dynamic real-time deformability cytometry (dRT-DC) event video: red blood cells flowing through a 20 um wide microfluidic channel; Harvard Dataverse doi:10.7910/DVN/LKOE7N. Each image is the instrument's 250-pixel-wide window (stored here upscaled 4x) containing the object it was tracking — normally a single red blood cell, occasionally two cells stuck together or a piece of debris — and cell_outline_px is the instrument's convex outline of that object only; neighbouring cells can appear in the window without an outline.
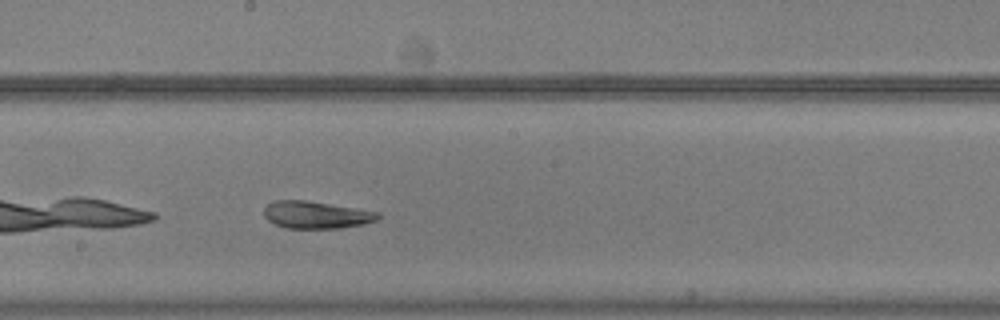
{"species": "common noctule bat (a hibernating species)", "species_latin": "Nyctalus noctula", "temperature_condition": "warm", "stored_images_in_passage": 30, "camera_frame_rate_fps": 3000, "um_per_image_px": 0.085, "animal": {"sex": "male", "body_mass_g": 20.5, "forearm_length_mm": 52.5}, "frame": {"image": 1, "passage_image": 13, "time_ms": 4.0, "image_size_px": [1000, 320], "cell_outline_px": [[380, 216], [376, 220], [364, 224], [340, 228], [284, 228], [268, 220], [264, 216], [264, 208], [268, 204], [276, 200], [304, 200], [356, 208], [380, 212]], "centroid_in_image_um": [26.87, 18.26], "position_along_channel_um": 221.3, "area_um2": 18.03}, "authors_computed_cell_mechanics": {"area_um2": 18.5249, "velocity_mm_per_s": 3.6872, "shape_relaxation_time_tau1_ms": 4.1331, "shape_relaxation_time_tau2_ms": 2.1023, "deformation_change_tau1": 0.1469, "deformation_change_tau2": 0.0968}}